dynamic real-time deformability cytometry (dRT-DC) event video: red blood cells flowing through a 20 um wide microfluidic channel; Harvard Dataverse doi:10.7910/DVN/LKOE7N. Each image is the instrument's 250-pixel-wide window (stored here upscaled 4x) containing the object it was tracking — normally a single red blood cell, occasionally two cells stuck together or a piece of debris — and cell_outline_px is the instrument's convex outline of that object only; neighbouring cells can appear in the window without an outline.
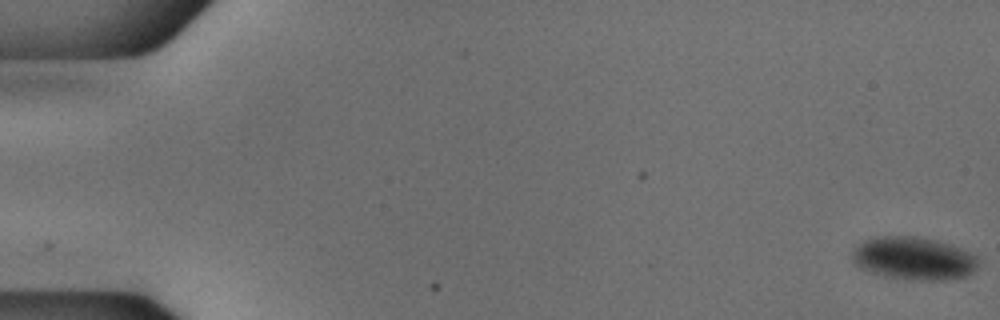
{"species": "common noctule bat (a hibernating species)", "species_latin": "Nyctalus noctula", "temperature_condition": "cold", "stored_images_in_passage": 55, "camera_frame_rate_fps": 3000, "um_per_image_px": 0.085, "animal": {"sex": "male", "body_mass_g": 18.8}, "frame": {"image": 1, "passage_image": 1, "time_ms": 0.0, "image_size_px": [1000, 320], "cell_outline_px": [[980, 260], [976, 268], [972, 272], [964, 276], [944, 280], [920, 280], [884, 276], [860, 268], [852, 260], [852, 252], [860, 244], [868, 240], [880, 236], [916, 236], [936, 240], [960, 248], [976, 256]], "centroid_in_image_um": [77.68, 21.96], "position_along_channel_um": 7.3, "area_um2": 31.1}}
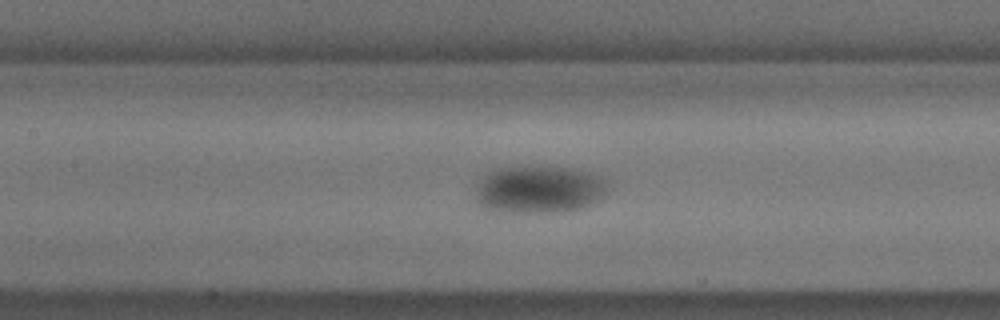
{"frame": {"image": 2, "passage_image": 26, "time_ms": 8.333, "image_size_px": [1000, 320], "cell_outline_px": [[608, 184], [604, 196], [584, 208], [560, 212], [512, 212], [480, 208], [476, 200], [476, 184], [480, 176], [488, 172], [500, 168], [544, 164], [568, 168], [588, 172], [604, 176], [608, 180]], "centroid_in_image_um": [45.81, 16.07], "position_along_channel_um": 161.6, "area_um2": 37.69}}
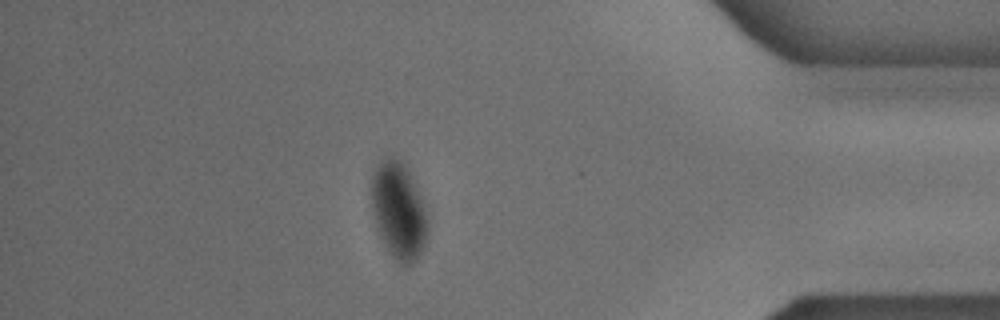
{"frame": {"image": 3, "passage_image": 48, "time_ms": 15.667, "image_size_px": [1000, 320], "cell_outline_px": [[428, 232], [424, 248], [416, 260], [412, 264], [400, 268], [392, 256], [380, 236], [376, 224], [372, 208], [372, 172], [388, 156], [392, 156], [404, 164], [420, 196], [428, 220]], "centroid_in_image_um": [33.9, 18.0], "position_along_channel_um": 401.3, "area_um2": 31.44}}